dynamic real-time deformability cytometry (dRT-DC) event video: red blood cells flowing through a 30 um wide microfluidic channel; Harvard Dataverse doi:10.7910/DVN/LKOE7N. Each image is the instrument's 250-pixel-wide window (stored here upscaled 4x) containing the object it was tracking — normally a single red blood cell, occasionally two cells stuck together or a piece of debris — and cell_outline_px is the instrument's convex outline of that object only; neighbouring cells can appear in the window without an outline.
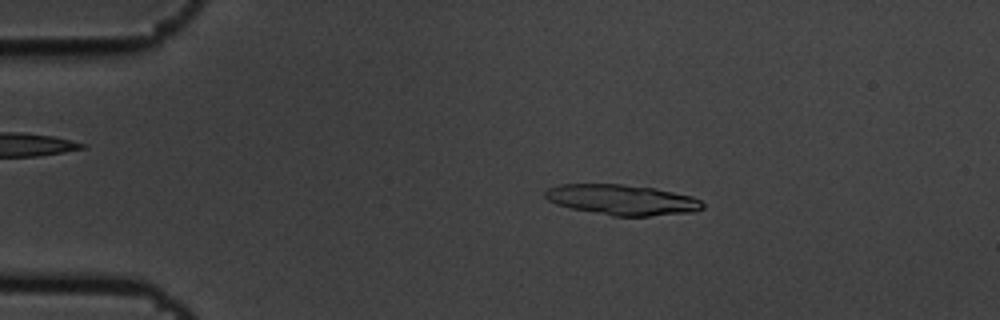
{"species": "common noctule bat (a hibernating species)", "species_latin": "Nyctalus noctula", "temperature_condition": "cold", "stored_images_in_passage": 5, "camera_frame_rate_fps": 3000, "um_per_image_px": 0.085, "animal": {"sex": "male", "body_mass_g": 19.5, "forearm_length_mm": 54.6}, "frame": {"image": 1, "passage_image": 3, "time_ms": 0.667, "image_size_px": [1000, 320], "cell_outline_px": [[704, 208], [692, 212], [648, 216], [612, 216], [572, 208], [556, 204], [548, 200], [544, 196], [544, 192], [548, 188], [560, 184], [620, 184], [656, 188], [692, 196], [700, 200], [704, 204]], "centroid_in_image_um": [52.88, 16.98], "position_along_channel_um": 32.1, "area_um2": 27.92}}